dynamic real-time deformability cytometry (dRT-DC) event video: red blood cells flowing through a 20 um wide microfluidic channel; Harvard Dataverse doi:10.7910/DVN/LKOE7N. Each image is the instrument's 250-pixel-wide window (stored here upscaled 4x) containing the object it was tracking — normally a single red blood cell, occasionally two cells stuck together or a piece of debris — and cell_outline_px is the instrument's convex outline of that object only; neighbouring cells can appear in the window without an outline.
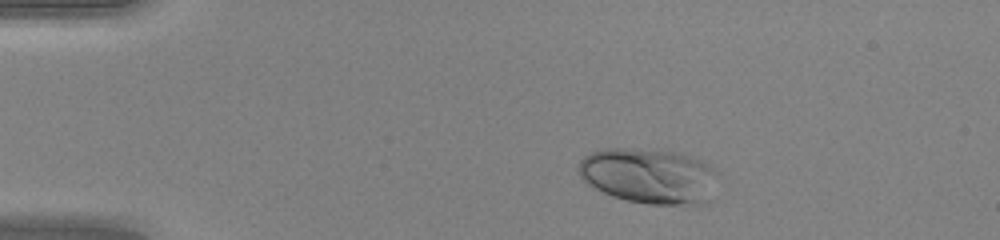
{"species": "human", "species_latin": "Homo sapiens", "temperature_condition": "warm", "stored_images_in_passage": 43, "camera_frame_rate_fps": 3000, "um_per_image_px": 0.085, "donor": {"sex": "female"}, "frame": {"image": 1, "passage_image": 4, "time_ms": 1.0, "image_size_px": [1000, 240], "cell_outline_px": [[720, 172], [708, 204], [648, 204], [628, 200], [612, 196], [588, 184], [580, 176], [576, 168], [580, 160], [584, 156], [592, 152], [604, 148], [628, 148], [680, 152], [700, 160], [716, 168]], "centroid_in_image_um": [55.21, 14.94], "position_along_channel_um": 29.8, "area_um2": 45.49}}
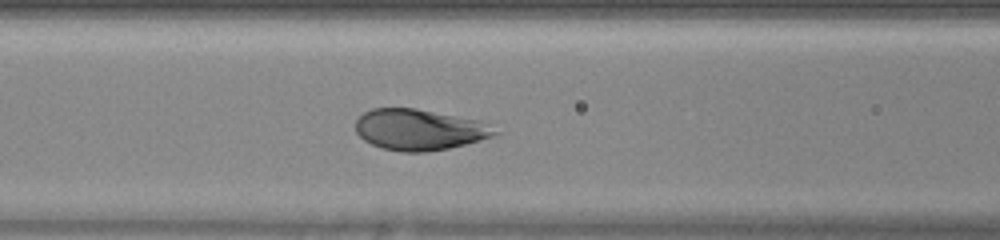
{"frame": {"image": 2, "passage_image": 16, "time_ms": 5.0, "image_size_px": [1000, 240], "cell_outline_px": [[500, 132], [496, 136], [448, 148], [428, 152], [400, 152], [380, 148], [364, 140], [356, 132], [356, 120], [364, 112], [372, 108], [416, 108], [480, 120]], "centroid_in_image_um": [35.64, 11.02], "position_along_channel_um": 131.0, "area_um2": 33.41}}
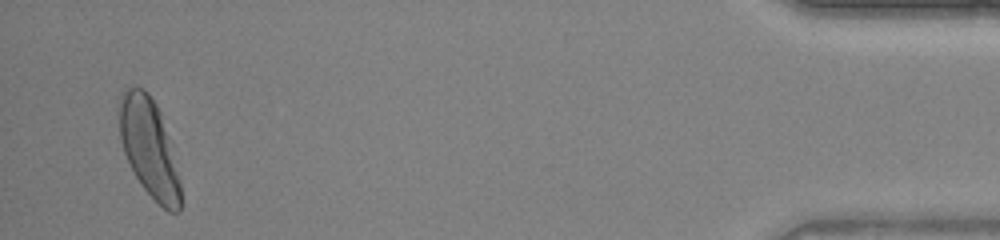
{"frame": {"image": 3, "passage_image": 42, "time_ms": 13.667, "image_size_px": [1000, 240], "cell_outline_px": [[180, 212], [168, 212], [144, 188], [136, 176], [124, 152], [120, 140], [116, 108], [120, 92], [124, 88], [144, 88], [148, 92], [156, 104], [160, 112], [180, 180]], "centroid_in_image_um": [12.61, 12.48], "position_along_channel_um": 422.6, "area_um2": 34.91}, "authors_computed_cell_mechanics": {"area_um2": 34.2176, "velocity_mm_per_s": 4.2353, "shape_relaxation_time_tau1_ms": 1.7271, "shape_relaxation_time_tau2_ms": null, "deformation_change_tau1": 0.1547, "deformation_change_tau2": null}}